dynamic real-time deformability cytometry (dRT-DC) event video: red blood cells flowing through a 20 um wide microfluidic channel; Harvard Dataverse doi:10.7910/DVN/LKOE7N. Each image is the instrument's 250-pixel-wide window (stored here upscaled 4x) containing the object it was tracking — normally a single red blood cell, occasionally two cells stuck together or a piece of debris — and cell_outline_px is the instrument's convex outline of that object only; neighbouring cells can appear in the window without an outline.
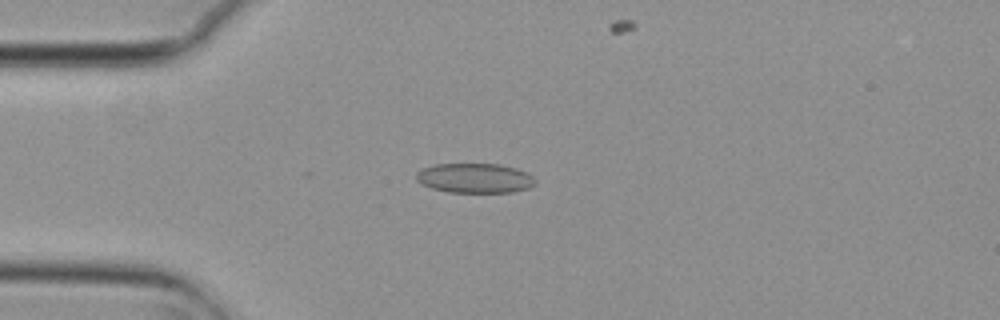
{"species": "common noctule bat (a hibernating species)", "species_latin": "Nyctalus noctula", "temperature_condition": "cold", "stored_images_in_passage": 5, "camera_frame_rate_fps": 3000, "um_per_image_px": 0.085, "animal": {"sex": "female", "body_mass_g": 29.2, "forearm_length_mm": 56.3}, "frame": {"image": 1, "passage_image": 3, "time_ms": 0.667, "image_size_px": [1000, 320], "cell_outline_px": [[536, 184], [528, 188], [512, 192], [448, 192], [432, 188], [420, 184], [416, 180], [416, 172], [424, 168], [436, 164], [500, 164], [516, 168], [528, 172], [536, 180]], "centroid_in_image_um": [40.37, 15.14], "position_along_channel_um": 44.6, "area_um2": 20.69}}
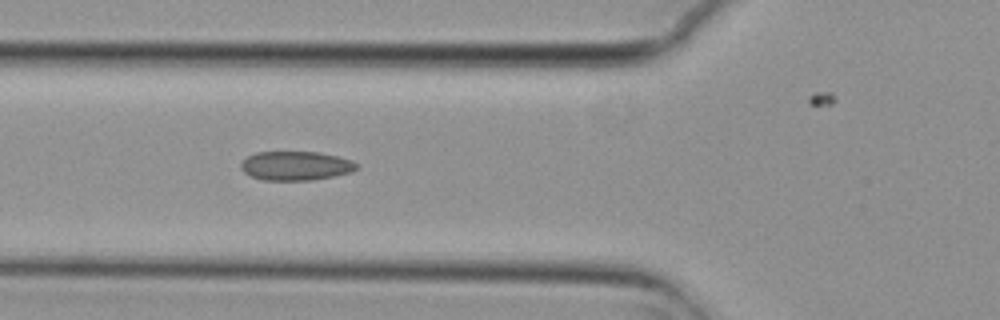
{"frame": {"image": 2, "passage_image": 5, "time_ms": 1.333, "image_size_px": [1000, 320], "cell_outline_px": [[356, 168], [352, 172], [312, 180], [260, 180], [244, 172], [240, 168], [240, 164], [248, 156], [256, 152], [320, 152], [352, 160], [356, 164]], "centroid_in_image_um": [25.11, 14.09], "position_along_channel_um": 100.7, "area_um2": 19.48}}